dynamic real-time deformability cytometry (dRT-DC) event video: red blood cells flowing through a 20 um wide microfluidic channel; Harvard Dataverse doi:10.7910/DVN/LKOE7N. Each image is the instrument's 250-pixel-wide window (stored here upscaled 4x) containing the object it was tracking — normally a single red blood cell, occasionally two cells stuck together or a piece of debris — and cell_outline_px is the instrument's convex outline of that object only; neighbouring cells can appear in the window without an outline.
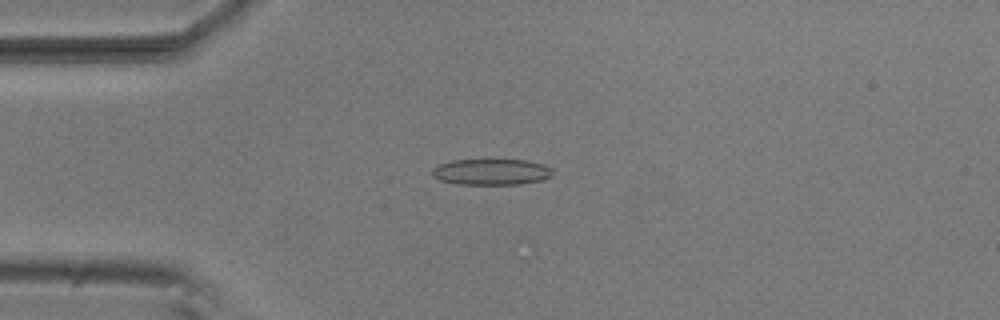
{"species": "common noctule bat (a hibernating species)", "species_latin": "Nyctalus noctula", "temperature_condition": "room temperature", "stored_images_in_passage": 53, "camera_frame_rate_fps": 3000, "um_per_image_px": 0.085, "animal": {"sex": "male", "body_mass_g": 20.5, "forearm_length_mm": 52.5}, "frame": {"image": 1, "passage_image": 13, "time_ms": 4.0, "image_size_px": [1000, 320], "cell_outline_px": [[552, 176], [544, 180], [520, 184], [456, 184], [440, 180], [432, 176], [432, 168], [440, 164], [452, 160], [524, 160], [544, 164], [552, 168]], "centroid_in_image_um": [41.78, 14.61], "position_along_channel_um": 43.2, "area_um2": 18.38}}
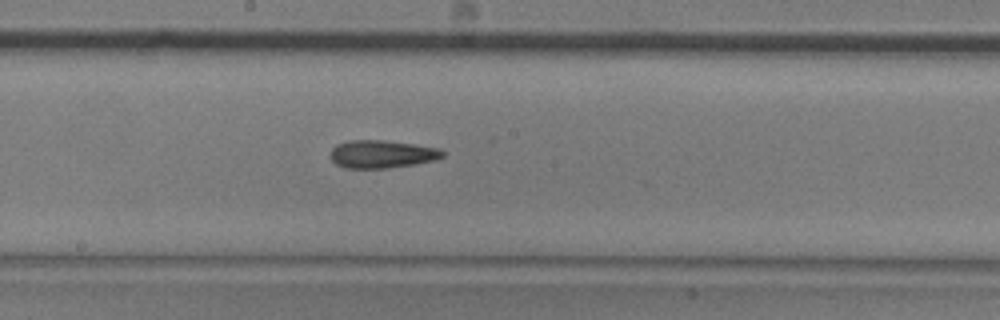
{"frame": {"image": 2, "passage_image": 28, "time_ms": 9.0, "image_size_px": [1000, 320], "cell_outline_px": [[444, 156], [436, 160], [416, 164], [388, 168], [344, 168], [336, 164], [332, 160], [332, 148], [336, 144], [348, 140], [380, 140], [412, 144], [440, 148], [444, 152]], "centroid_in_image_um": [32.47, 13.1], "position_along_channel_um": 215.7, "area_um2": 18.21}}
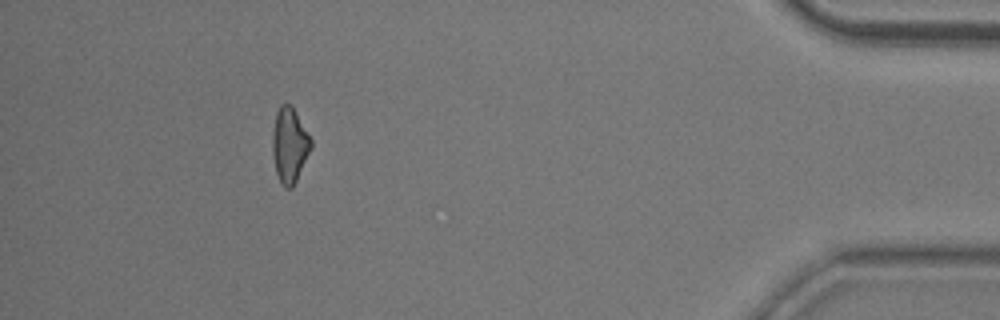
{"frame": {"image": 3, "passage_image": 48, "time_ms": 15.667, "image_size_px": [1000, 320], "cell_outline_px": [[312, 148], [292, 188], [284, 188], [280, 184], [276, 172], [272, 152], [272, 132], [276, 112], [280, 104], [292, 104], [312, 140]], "centroid_in_image_um": [24.6, 12.32], "position_along_channel_um": 410.6, "area_um2": 17.05}, "authors_computed_cell_mechanics": {"area_um2": 17.9758, "velocity_mm_per_s": 3.8035, "shape_relaxation_time_tau1_ms": null, "shape_relaxation_time_tau2_ms": 7.548, "deformation_change_tau1": null, "deformation_change_tau2": 0.1912}}